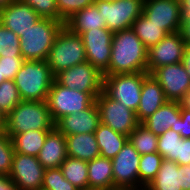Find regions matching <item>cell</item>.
<instances>
[{"label":"cell","instance_id":"obj_1","mask_svg":"<svg viewBox=\"0 0 190 190\" xmlns=\"http://www.w3.org/2000/svg\"><path fill=\"white\" fill-rule=\"evenodd\" d=\"M147 51L132 28L113 32L111 60L103 75L147 72Z\"/></svg>","mask_w":190,"mask_h":190},{"label":"cell","instance_id":"obj_2","mask_svg":"<svg viewBox=\"0 0 190 190\" xmlns=\"http://www.w3.org/2000/svg\"><path fill=\"white\" fill-rule=\"evenodd\" d=\"M54 127L47 101H21L5 117L4 131L12 139L28 130H52Z\"/></svg>","mask_w":190,"mask_h":190},{"label":"cell","instance_id":"obj_3","mask_svg":"<svg viewBox=\"0 0 190 190\" xmlns=\"http://www.w3.org/2000/svg\"><path fill=\"white\" fill-rule=\"evenodd\" d=\"M55 80L47 60H25L14 78L22 101H46Z\"/></svg>","mask_w":190,"mask_h":190},{"label":"cell","instance_id":"obj_4","mask_svg":"<svg viewBox=\"0 0 190 190\" xmlns=\"http://www.w3.org/2000/svg\"><path fill=\"white\" fill-rule=\"evenodd\" d=\"M64 22L41 18L35 25L23 33L20 39V51L25 60H47L50 49Z\"/></svg>","mask_w":190,"mask_h":190},{"label":"cell","instance_id":"obj_5","mask_svg":"<svg viewBox=\"0 0 190 190\" xmlns=\"http://www.w3.org/2000/svg\"><path fill=\"white\" fill-rule=\"evenodd\" d=\"M82 37L63 26L50 49L47 63L54 76L63 70L86 62Z\"/></svg>","mask_w":190,"mask_h":190},{"label":"cell","instance_id":"obj_6","mask_svg":"<svg viewBox=\"0 0 190 190\" xmlns=\"http://www.w3.org/2000/svg\"><path fill=\"white\" fill-rule=\"evenodd\" d=\"M100 93L70 89L54 80L46 100L53 122L56 123L65 115L86 110L95 102Z\"/></svg>","mask_w":190,"mask_h":190},{"label":"cell","instance_id":"obj_7","mask_svg":"<svg viewBox=\"0 0 190 190\" xmlns=\"http://www.w3.org/2000/svg\"><path fill=\"white\" fill-rule=\"evenodd\" d=\"M147 75V72L103 75L102 91L109 98L136 112L140 104L143 79Z\"/></svg>","mask_w":190,"mask_h":190},{"label":"cell","instance_id":"obj_8","mask_svg":"<svg viewBox=\"0 0 190 190\" xmlns=\"http://www.w3.org/2000/svg\"><path fill=\"white\" fill-rule=\"evenodd\" d=\"M145 0L95 1L106 27L112 32L132 28L133 22L143 14Z\"/></svg>","mask_w":190,"mask_h":190},{"label":"cell","instance_id":"obj_9","mask_svg":"<svg viewBox=\"0 0 190 190\" xmlns=\"http://www.w3.org/2000/svg\"><path fill=\"white\" fill-rule=\"evenodd\" d=\"M95 102L99 109L101 123L111 127L114 131L129 136L139 124L136 112L109 98L103 91Z\"/></svg>","mask_w":190,"mask_h":190},{"label":"cell","instance_id":"obj_10","mask_svg":"<svg viewBox=\"0 0 190 190\" xmlns=\"http://www.w3.org/2000/svg\"><path fill=\"white\" fill-rule=\"evenodd\" d=\"M140 154L128 140L112 160L114 190L139 189Z\"/></svg>","mask_w":190,"mask_h":190},{"label":"cell","instance_id":"obj_11","mask_svg":"<svg viewBox=\"0 0 190 190\" xmlns=\"http://www.w3.org/2000/svg\"><path fill=\"white\" fill-rule=\"evenodd\" d=\"M44 171L37 157L14 152L7 178L18 190H41Z\"/></svg>","mask_w":190,"mask_h":190},{"label":"cell","instance_id":"obj_12","mask_svg":"<svg viewBox=\"0 0 190 190\" xmlns=\"http://www.w3.org/2000/svg\"><path fill=\"white\" fill-rule=\"evenodd\" d=\"M186 43L180 31L167 34L147 51V73L152 74L157 68L182 62Z\"/></svg>","mask_w":190,"mask_h":190},{"label":"cell","instance_id":"obj_13","mask_svg":"<svg viewBox=\"0 0 190 190\" xmlns=\"http://www.w3.org/2000/svg\"><path fill=\"white\" fill-rule=\"evenodd\" d=\"M55 80L62 86L81 92H102L103 73L87 61L61 71Z\"/></svg>","mask_w":190,"mask_h":190},{"label":"cell","instance_id":"obj_14","mask_svg":"<svg viewBox=\"0 0 190 190\" xmlns=\"http://www.w3.org/2000/svg\"><path fill=\"white\" fill-rule=\"evenodd\" d=\"M143 14L168 34L181 29L183 19L181 0H145Z\"/></svg>","mask_w":190,"mask_h":190},{"label":"cell","instance_id":"obj_15","mask_svg":"<svg viewBox=\"0 0 190 190\" xmlns=\"http://www.w3.org/2000/svg\"><path fill=\"white\" fill-rule=\"evenodd\" d=\"M152 76L159 82L168 101L180 102L190 89V76L182 62L159 67Z\"/></svg>","mask_w":190,"mask_h":190},{"label":"cell","instance_id":"obj_16","mask_svg":"<svg viewBox=\"0 0 190 190\" xmlns=\"http://www.w3.org/2000/svg\"><path fill=\"white\" fill-rule=\"evenodd\" d=\"M112 36L113 32L107 28L89 30L81 35L87 62L91 63L101 73H104L109 67Z\"/></svg>","mask_w":190,"mask_h":190},{"label":"cell","instance_id":"obj_17","mask_svg":"<svg viewBox=\"0 0 190 190\" xmlns=\"http://www.w3.org/2000/svg\"><path fill=\"white\" fill-rule=\"evenodd\" d=\"M40 19L37 12L22 0H14L0 9V22L19 38Z\"/></svg>","mask_w":190,"mask_h":190},{"label":"cell","instance_id":"obj_18","mask_svg":"<svg viewBox=\"0 0 190 190\" xmlns=\"http://www.w3.org/2000/svg\"><path fill=\"white\" fill-rule=\"evenodd\" d=\"M101 123L100 113L96 102L84 111L75 112L60 118L55 127L65 136L94 133Z\"/></svg>","mask_w":190,"mask_h":190},{"label":"cell","instance_id":"obj_19","mask_svg":"<svg viewBox=\"0 0 190 190\" xmlns=\"http://www.w3.org/2000/svg\"><path fill=\"white\" fill-rule=\"evenodd\" d=\"M167 101L159 82L152 74H148L143 79L140 104L136 111L139 123H143Z\"/></svg>","mask_w":190,"mask_h":190},{"label":"cell","instance_id":"obj_20","mask_svg":"<svg viewBox=\"0 0 190 190\" xmlns=\"http://www.w3.org/2000/svg\"><path fill=\"white\" fill-rule=\"evenodd\" d=\"M65 135L54 127L45 139L37 158L45 169L60 168L67 158Z\"/></svg>","mask_w":190,"mask_h":190},{"label":"cell","instance_id":"obj_21","mask_svg":"<svg viewBox=\"0 0 190 190\" xmlns=\"http://www.w3.org/2000/svg\"><path fill=\"white\" fill-rule=\"evenodd\" d=\"M181 103L167 101L142 124L156 136L162 135L166 130L175 129L176 121L181 117Z\"/></svg>","mask_w":190,"mask_h":190},{"label":"cell","instance_id":"obj_22","mask_svg":"<svg viewBox=\"0 0 190 190\" xmlns=\"http://www.w3.org/2000/svg\"><path fill=\"white\" fill-rule=\"evenodd\" d=\"M88 190H114L112 160L98 156L87 162Z\"/></svg>","mask_w":190,"mask_h":190},{"label":"cell","instance_id":"obj_23","mask_svg":"<svg viewBox=\"0 0 190 190\" xmlns=\"http://www.w3.org/2000/svg\"><path fill=\"white\" fill-rule=\"evenodd\" d=\"M67 156L89 162L100 156L95 133L65 136Z\"/></svg>","mask_w":190,"mask_h":190},{"label":"cell","instance_id":"obj_24","mask_svg":"<svg viewBox=\"0 0 190 190\" xmlns=\"http://www.w3.org/2000/svg\"><path fill=\"white\" fill-rule=\"evenodd\" d=\"M72 33L82 35L89 30H97V28H107L105 19L101 16L95 4L77 11L64 23Z\"/></svg>","mask_w":190,"mask_h":190},{"label":"cell","instance_id":"obj_25","mask_svg":"<svg viewBox=\"0 0 190 190\" xmlns=\"http://www.w3.org/2000/svg\"><path fill=\"white\" fill-rule=\"evenodd\" d=\"M100 156L113 159L128 141V136L114 131L111 127L100 123L95 130Z\"/></svg>","mask_w":190,"mask_h":190},{"label":"cell","instance_id":"obj_26","mask_svg":"<svg viewBox=\"0 0 190 190\" xmlns=\"http://www.w3.org/2000/svg\"><path fill=\"white\" fill-rule=\"evenodd\" d=\"M180 166L172 160L163 159L156 177L146 187L148 190H182Z\"/></svg>","mask_w":190,"mask_h":190},{"label":"cell","instance_id":"obj_27","mask_svg":"<svg viewBox=\"0 0 190 190\" xmlns=\"http://www.w3.org/2000/svg\"><path fill=\"white\" fill-rule=\"evenodd\" d=\"M50 131L51 130H28L27 132L16 134L12 138L14 151L16 153L37 157Z\"/></svg>","mask_w":190,"mask_h":190},{"label":"cell","instance_id":"obj_28","mask_svg":"<svg viewBox=\"0 0 190 190\" xmlns=\"http://www.w3.org/2000/svg\"><path fill=\"white\" fill-rule=\"evenodd\" d=\"M132 29L147 49L156 45L168 34L161 26L152 23L144 14L133 22Z\"/></svg>","mask_w":190,"mask_h":190},{"label":"cell","instance_id":"obj_29","mask_svg":"<svg viewBox=\"0 0 190 190\" xmlns=\"http://www.w3.org/2000/svg\"><path fill=\"white\" fill-rule=\"evenodd\" d=\"M63 176L79 190H88L87 162L67 157L60 165Z\"/></svg>","mask_w":190,"mask_h":190},{"label":"cell","instance_id":"obj_30","mask_svg":"<svg viewBox=\"0 0 190 190\" xmlns=\"http://www.w3.org/2000/svg\"><path fill=\"white\" fill-rule=\"evenodd\" d=\"M128 140L140 155L157 152L158 136L142 123H139L130 133Z\"/></svg>","mask_w":190,"mask_h":190},{"label":"cell","instance_id":"obj_31","mask_svg":"<svg viewBox=\"0 0 190 190\" xmlns=\"http://www.w3.org/2000/svg\"><path fill=\"white\" fill-rule=\"evenodd\" d=\"M162 160L163 158L158 152L140 156L138 168L139 189L147 187L150 182L156 177Z\"/></svg>","mask_w":190,"mask_h":190},{"label":"cell","instance_id":"obj_32","mask_svg":"<svg viewBox=\"0 0 190 190\" xmlns=\"http://www.w3.org/2000/svg\"><path fill=\"white\" fill-rule=\"evenodd\" d=\"M22 101L14 80L0 84V112L6 117Z\"/></svg>","mask_w":190,"mask_h":190},{"label":"cell","instance_id":"obj_33","mask_svg":"<svg viewBox=\"0 0 190 190\" xmlns=\"http://www.w3.org/2000/svg\"><path fill=\"white\" fill-rule=\"evenodd\" d=\"M182 139L181 135L171 129L166 130L158 136L157 152L163 159L172 161L177 160L178 142Z\"/></svg>","mask_w":190,"mask_h":190},{"label":"cell","instance_id":"obj_34","mask_svg":"<svg viewBox=\"0 0 190 190\" xmlns=\"http://www.w3.org/2000/svg\"><path fill=\"white\" fill-rule=\"evenodd\" d=\"M41 190H79L63 176L60 168L45 169Z\"/></svg>","mask_w":190,"mask_h":190},{"label":"cell","instance_id":"obj_35","mask_svg":"<svg viewBox=\"0 0 190 190\" xmlns=\"http://www.w3.org/2000/svg\"><path fill=\"white\" fill-rule=\"evenodd\" d=\"M14 152L12 139L5 131L0 132V175L8 177Z\"/></svg>","mask_w":190,"mask_h":190},{"label":"cell","instance_id":"obj_36","mask_svg":"<svg viewBox=\"0 0 190 190\" xmlns=\"http://www.w3.org/2000/svg\"><path fill=\"white\" fill-rule=\"evenodd\" d=\"M94 2V0H56L58 21L65 23L74 13L94 4Z\"/></svg>","mask_w":190,"mask_h":190},{"label":"cell","instance_id":"obj_37","mask_svg":"<svg viewBox=\"0 0 190 190\" xmlns=\"http://www.w3.org/2000/svg\"><path fill=\"white\" fill-rule=\"evenodd\" d=\"M25 59L22 54H0V68L6 80H14Z\"/></svg>","mask_w":190,"mask_h":190},{"label":"cell","instance_id":"obj_38","mask_svg":"<svg viewBox=\"0 0 190 190\" xmlns=\"http://www.w3.org/2000/svg\"><path fill=\"white\" fill-rule=\"evenodd\" d=\"M0 54H21L20 39L0 22Z\"/></svg>","mask_w":190,"mask_h":190},{"label":"cell","instance_id":"obj_39","mask_svg":"<svg viewBox=\"0 0 190 190\" xmlns=\"http://www.w3.org/2000/svg\"><path fill=\"white\" fill-rule=\"evenodd\" d=\"M28 3L41 18L58 20L56 0H22Z\"/></svg>","mask_w":190,"mask_h":190},{"label":"cell","instance_id":"obj_40","mask_svg":"<svg viewBox=\"0 0 190 190\" xmlns=\"http://www.w3.org/2000/svg\"><path fill=\"white\" fill-rule=\"evenodd\" d=\"M181 117L176 121L175 129H171L181 135L182 138H190V111L181 106Z\"/></svg>","mask_w":190,"mask_h":190},{"label":"cell","instance_id":"obj_41","mask_svg":"<svg viewBox=\"0 0 190 190\" xmlns=\"http://www.w3.org/2000/svg\"><path fill=\"white\" fill-rule=\"evenodd\" d=\"M179 166L190 165V138H182L178 142L177 160Z\"/></svg>","mask_w":190,"mask_h":190},{"label":"cell","instance_id":"obj_42","mask_svg":"<svg viewBox=\"0 0 190 190\" xmlns=\"http://www.w3.org/2000/svg\"><path fill=\"white\" fill-rule=\"evenodd\" d=\"M180 179L182 190H190V165L180 166Z\"/></svg>","mask_w":190,"mask_h":190},{"label":"cell","instance_id":"obj_43","mask_svg":"<svg viewBox=\"0 0 190 190\" xmlns=\"http://www.w3.org/2000/svg\"><path fill=\"white\" fill-rule=\"evenodd\" d=\"M180 33L186 46H190V19H182Z\"/></svg>","mask_w":190,"mask_h":190},{"label":"cell","instance_id":"obj_44","mask_svg":"<svg viewBox=\"0 0 190 190\" xmlns=\"http://www.w3.org/2000/svg\"><path fill=\"white\" fill-rule=\"evenodd\" d=\"M0 190H18L11 182L10 180L0 175Z\"/></svg>","mask_w":190,"mask_h":190},{"label":"cell","instance_id":"obj_45","mask_svg":"<svg viewBox=\"0 0 190 190\" xmlns=\"http://www.w3.org/2000/svg\"><path fill=\"white\" fill-rule=\"evenodd\" d=\"M182 63L190 76V46H186L185 48Z\"/></svg>","mask_w":190,"mask_h":190},{"label":"cell","instance_id":"obj_46","mask_svg":"<svg viewBox=\"0 0 190 190\" xmlns=\"http://www.w3.org/2000/svg\"><path fill=\"white\" fill-rule=\"evenodd\" d=\"M183 19H190V0H181Z\"/></svg>","mask_w":190,"mask_h":190},{"label":"cell","instance_id":"obj_47","mask_svg":"<svg viewBox=\"0 0 190 190\" xmlns=\"http://www.w3.org/2000/svg\"><path fill=\"white\" fill-rule=\"evenodd\" d=\"M181 106L186 110L190 111V89L184 96V98L180 101Z\"/></svg>","mask_w":190,"mask_h":190},{"label":"cell","instance_id":"obj_48","mask_svg":"<svg viewBox=\"0 0 190 190\" xmlns=\"http://www.w3.org/2000/svg\"><path fill=\"white\" fill-rule=\"evenodd\" d=\"M4 127H5V117L0 112V132L4 131Z\"/></svg>","mask_w":190,"mask_h":190},{"label":"cell","instance_id":"obj_49","mask_svg":"<svg viewBox=\"0 0 190 190\" xmlns=\"http://www.w3.org/2000/svg\"><path fill=\"white\" fill-rule=\"evenodd\" d=\"M14 0H0V9L4 8L6 5L10 4Z\"/></svg>","mask_w":190,"mask_h":190},{"label":"cell","instance_id":"obj_50","mask_svg":"<svg viewBox=\"0 0 190 190\" xmlns=\"http://www.w3.org/2000/svg\"><path fill=\"white\" fill-rule=\"evenodd\" d=\"M4 81H6V79H5L4 76H2V71H1V68H0V84H1L2 82H4Z\"/></svg>","mask_w":190,"mask_h":190},{"label":"cell","instance_id":"obj_51","mask_svg":"<svg viewBox=\"0 0 190 190\" xmlns=\"http://www.w3.org/2000/svg\"><path fill=\"white\" fill-rule=\"evenodd\" d=\"M130 190H148L146 187L140 188V189H130Z\"/></svg>","mask_w":190,"mask_h":190},{"label":"cell","instance_id":"obj_52","mask_svg":"<svg viewBox=\"0 0 190 190\" xmlns=\"http://www.w3.org/2000/svg\"><path fill=\"white\" fill-rule=\"evenodd\" d=\"M94 1H108V2H112L114 0H94Z\"/></svg>","mask_w":190,"mask_h":190}]
</instances>
